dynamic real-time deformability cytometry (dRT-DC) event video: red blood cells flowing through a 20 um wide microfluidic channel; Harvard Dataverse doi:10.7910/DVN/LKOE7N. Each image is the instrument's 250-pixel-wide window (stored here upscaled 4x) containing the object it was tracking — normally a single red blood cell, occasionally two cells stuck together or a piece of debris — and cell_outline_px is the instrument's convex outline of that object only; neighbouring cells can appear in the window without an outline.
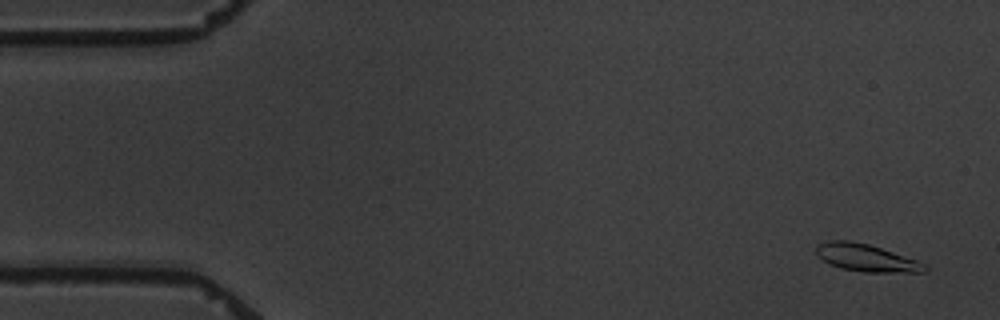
{"species": "common noctule bat (a hibernating species)", "species_latin": "Nyctalus noctula", "temperature_condition": "warm", "stored_images_in_passage": 5, "camera_frame_rate_fps": 3000, "um_per_image_px": 0.085, "animal": {"sex": "male", "body_mass_g": 19.5, "forearm_length_mm": 54.6}, "frame": {"image": 1, "passage_image": 1, "time_ms": 0.0, "image_size_px": [1000, 320], "cell_outline_px": [[928, 268], [924, 272], [864, 272], [840, 268], [824, 260], [816, 252], [816, 244], [828, 240], [848, 240], [868, 244], [916, 260], [924, 264]], "centroid_in_image_um": [73.6, 21.91], "position_along_channel_um": 11.4, "area_um2": 16.99}}
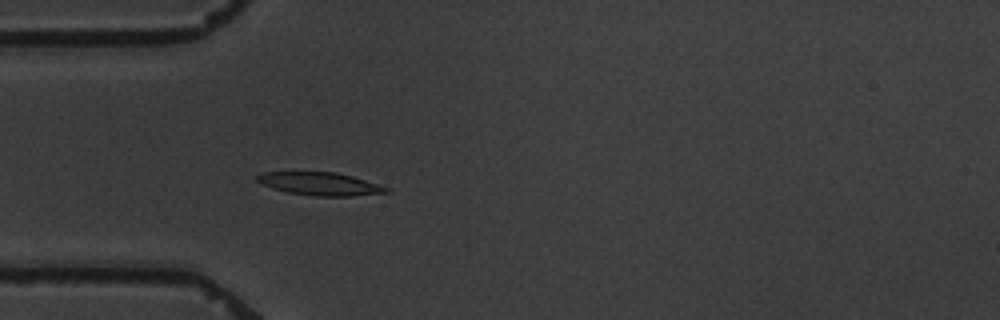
{"frame": {"image": 2, "passage_image": 5, "time_ms": 4.667, "image_size_px": [1000, 320], "cell_outline_px": [[392, 192], [352, 196], [312, 196], [288, 192], [272, 188], [260, 184], [256, 180], [256, 176], [264, 172], [336, 172], [352, 176], [388, 188]], "centroid_in_image_um": [27.17, 15.63], "position_along_channel_um": 57.8, "area_um2": 17.22}}